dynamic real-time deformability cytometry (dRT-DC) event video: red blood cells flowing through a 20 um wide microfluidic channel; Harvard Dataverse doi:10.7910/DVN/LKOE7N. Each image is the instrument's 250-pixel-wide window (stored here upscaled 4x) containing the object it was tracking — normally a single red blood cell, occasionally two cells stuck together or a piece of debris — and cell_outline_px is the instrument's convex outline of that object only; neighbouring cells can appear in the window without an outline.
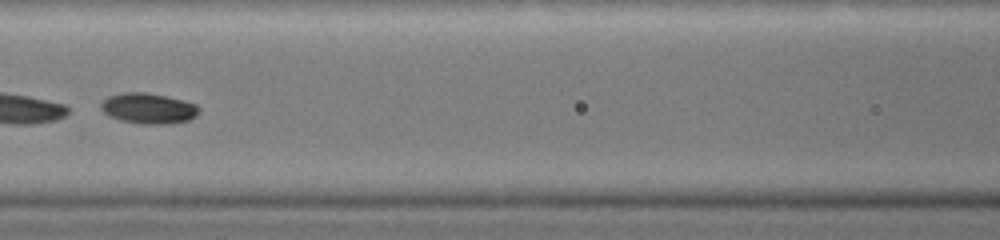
{"species": "common noctule bat (a hibernating species)", "species_latin": "Nyctalus noctula", "temperature_condition": "warm", "stored_images_in_passage": 29, "camera_frame_rate_fps": 3000, "um_per_image_px": 0.085, "animal": {"sex": "female", "body_mass_g": 19.0, "forearm_length_mm": 51.5}, "frame": {"image": 1, "passage_image": 9, "time_ms": 2.667, "image_size_px": [1000, 240], "cell_outline_px": [[200, 112], [196, 116], [188, 120], [164, 124], [144, 124], [120, 120], [108, 116], [100, 108], [100, 104], [108, 96], [124, 92], [144, 92], [184, 100], [196, 104], [200, 108]], "centroid_in_image_um": [12.61, 9.21], "position_along_channel_um": 154.0, "area_um2": 17.46}}
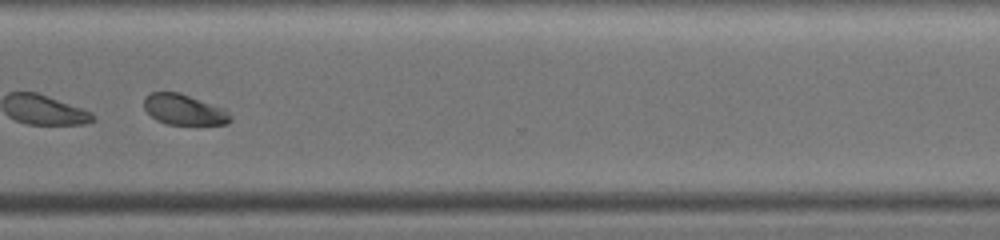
{"frame": {"image": 2, "passage_image": 21, "time_ms": 6.667, "image_size_px": [1000, 240], "cell_outline_px": [[232, 120], [228, 124], [168, 124], [156, 120], [144, 108], [144, 100], [152, 92], [180, 92], [224, 108], [232, 116]], "centroid_in_image_um": [15.68, 9.32], "position_along_channel_um": 354.9, "area_um2": 15.32}}